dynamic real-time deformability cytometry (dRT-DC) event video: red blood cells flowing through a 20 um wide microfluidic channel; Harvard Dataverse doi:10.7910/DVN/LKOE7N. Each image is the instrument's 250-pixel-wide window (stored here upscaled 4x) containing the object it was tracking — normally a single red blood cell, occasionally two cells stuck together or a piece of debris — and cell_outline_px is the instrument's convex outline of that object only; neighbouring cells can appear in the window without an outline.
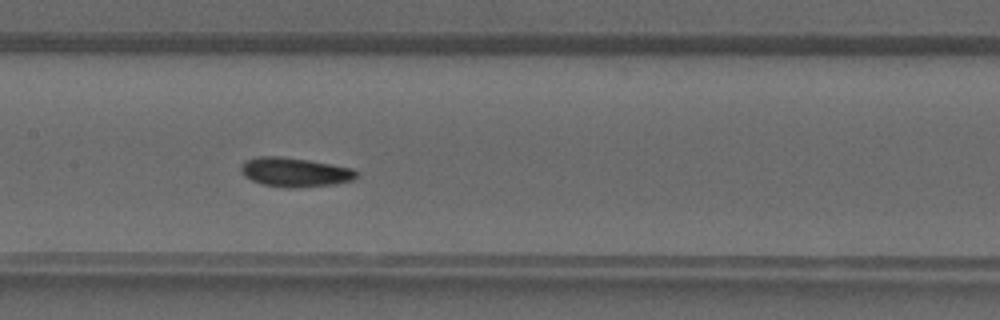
{"species": "common noctule bat (a hibernating species)", "species_latin": "Nyctalus noctula", "temperature_condition": "warm", "stored_images_in_passage": 31, "camera_frame_rate_fps": 3000, "um_per_image_px": 0.085, "animal": {"sex": "male", "forearm_length_mm": 52.5}, "frame": {"image": 1, "passage_image": 9, "time_ms": 2.667, "image_size_px": [1000, 320], "cell_outline_px": [[356, 176], [352, 180], [332, 184], [292, 188], [284, 188], [264, 184], [252, 180], [244, 176], [240, 172], [240, 164], [256, 156], [280, 156], [308, 160], [332, 164], [352, 168], [356, 172]], "centroid_in_image_um": [25.01, 14.63], "position_along_channel_um": 182.4, "area_um2": 19.54}}
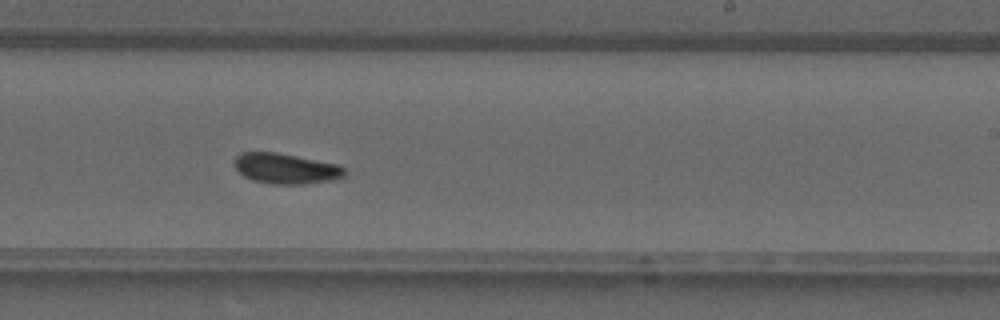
{"frame": {"image": 2, "passage_image": 14, "time_ms": 4.333, "image_size_px": [1000, 320], "cell_outline_px": [[348, 172], [344, 176], [332, 180], [304, 184], [272, 184], [252, 180], [244, 176], [232, 164], [232, 160], [240, 152], [276, 152], [336, 164], [344, 168]], "centroid_in_image_um": [24.25, 14.32], "position_along_channel_um": 264.7, "area_um2": 19.59}}
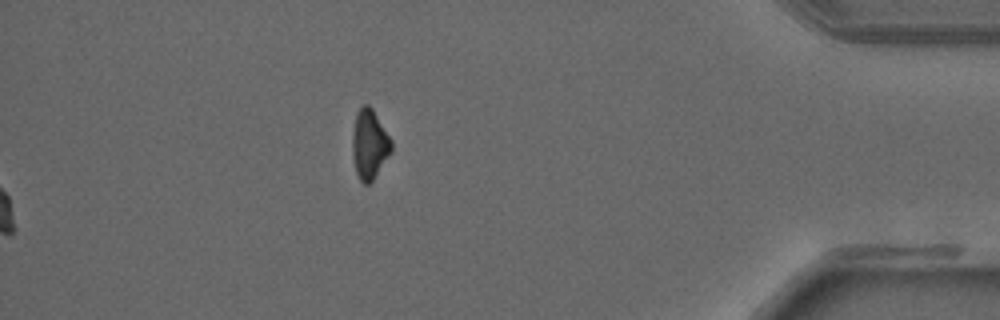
{"frame": {"image": 3, "passage_image": 31, "time_ms": 10.0, "image_size_px": [1000, 320], "cell_outline_px": [[392, 152], [372, 180], [368, 184], [364, 184], [360, 180], [356, 172], [352, 156], [352, 132], [356, 112], [364, 104], [368, 104], [372, 108], [392, 140]], "centroid_in_image_um": [31.39, 12.25], "position_along_channel_um": 403.8, "area_um2": 15.9}}